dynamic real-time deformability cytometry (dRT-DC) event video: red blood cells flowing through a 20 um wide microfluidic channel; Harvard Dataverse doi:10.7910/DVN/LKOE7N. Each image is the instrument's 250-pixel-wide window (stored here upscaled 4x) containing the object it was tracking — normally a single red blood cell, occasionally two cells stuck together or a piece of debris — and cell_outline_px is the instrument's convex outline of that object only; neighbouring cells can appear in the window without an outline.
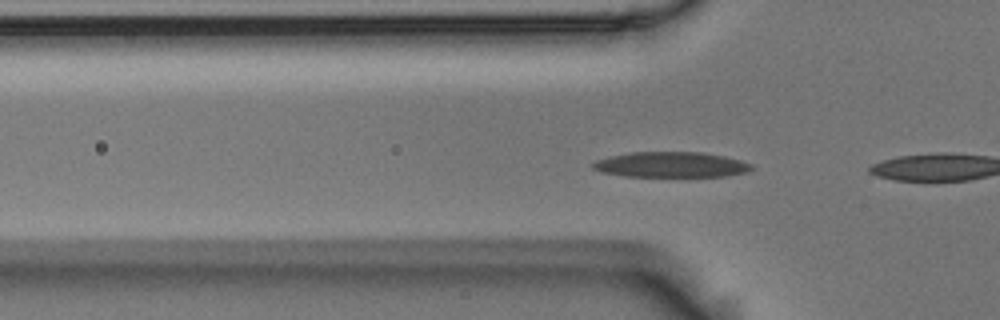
{"species": "Egyptian fruit bat (a non-hibernating species)", "species_latin": "Rousettus aegyptiacus", "temperature_condition": "room temperature", "stored_images_in_passage": 9, "camera_frame_rate_fps": 3000, "um_per_image_px": 0.085, "animal": {"sex": "male"}, "frame": {"image": 1, "passage_image": 3, "time_ms": 0.667, "image_size_px": [1000, 320], "cell_outline_px": [[752, 168], [748, 172], [724, 176], [624, 176], [600, 172], [592, 168], [592, 164], [596, 160], [608, 156], [632, 152], [700, 152], [724, 156], [740, 160], [752, 164]], "centroid_in_image_um": [57.01, 13.99], "position_along_channel_um": 68.8, "area_um2": 23.47}}
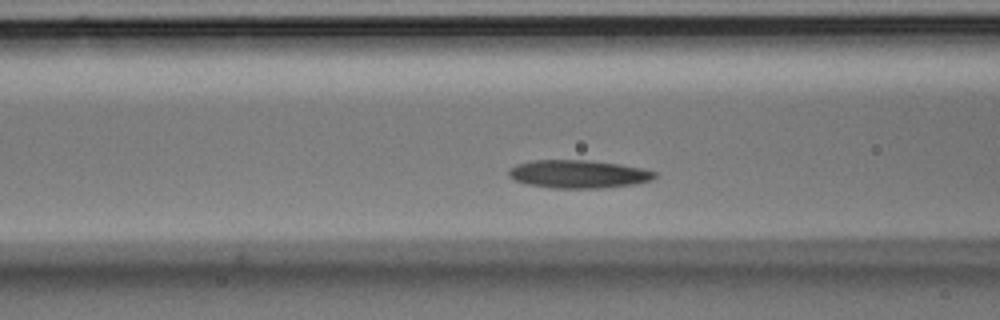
{"frame": {"image": 2, "passage_image": 7, "time_ms": 2.0, "image_size_px": [1000, 320], "cell_outline_px": [[656, 176], [652, 180], [632, 184], [604, 188], [552, 188], [524, 184], [508, 176], [508, 172], [516, 164], [532, 160], [588, 160], [620, 164], [640, 168], [656, 172]], "centroid_in_image_um": [49.14, 14.8], "position_along_channel_um": 117.5, "area_um2": 23.87}}